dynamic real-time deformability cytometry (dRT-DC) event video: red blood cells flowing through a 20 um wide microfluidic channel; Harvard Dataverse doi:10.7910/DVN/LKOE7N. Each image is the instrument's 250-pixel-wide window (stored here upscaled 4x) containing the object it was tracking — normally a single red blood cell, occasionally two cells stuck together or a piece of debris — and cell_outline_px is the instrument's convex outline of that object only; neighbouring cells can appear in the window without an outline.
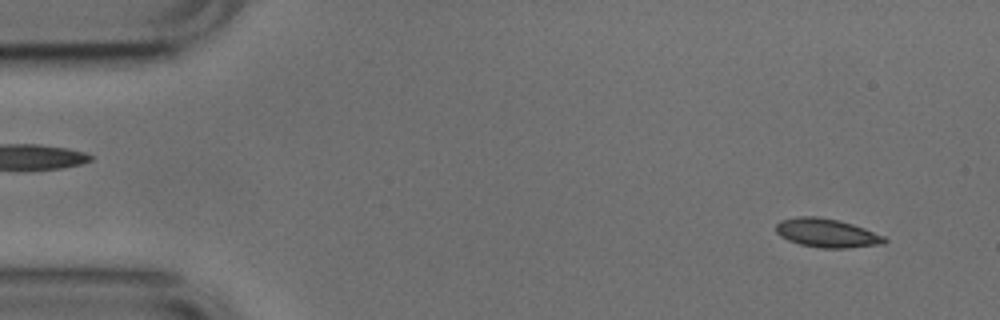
{"species": "common noctule bat (a hibernating species)", "species_latin": "Nyctalus noctula", "temperature_condition": "cold", "stored_images_in_passage": 52, "camera_frame_rate_fps": 3000, "um_per_image_px": 0.085, "animal": {"sex": "male", "body_mass_g": 17.9, "forearm_length_mm": 54.2}, "frame": {"image": 1, "passage_image": 3, "time_ms": 0.667, "image_size_px": [1000, 320], "cell_outline_px": [[888, 240], [884, 244], [848, 248], [820, 248], [800, 244], [788, 240], [780, 236], [776, 232], [776, 224], [780, 220], [796, 216], [820, 216], [840, 220], [864, 228], [884, 236]], "centroid_in_image_um": [70.27, 19.8], "position_along_channel_um": 14.7, "area_um2": 18.38}}
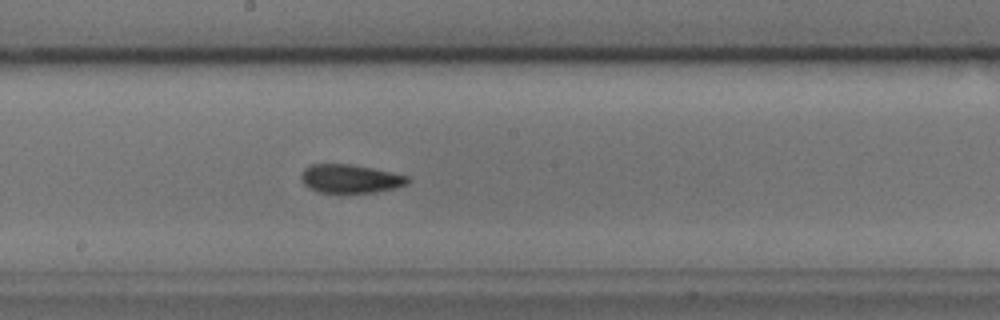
{"frame": {"image": 2, "passage_image": 27, "time_ms": 8.667, "image_size_px": [1000, 320], "cell_outline_px": [[412, 180], [408, 184], [396, 188], [372, 192], [316, 192], [308, 188], [304, 184], [300, 176], [300, 172], [304, 168], [312, 164], [352, 164], [392, 172], [408, 176]], "centroid_in_image_um": [29.77, 15.18], "position_along_channel_um": 218.4, "area_um2": 17.86}}
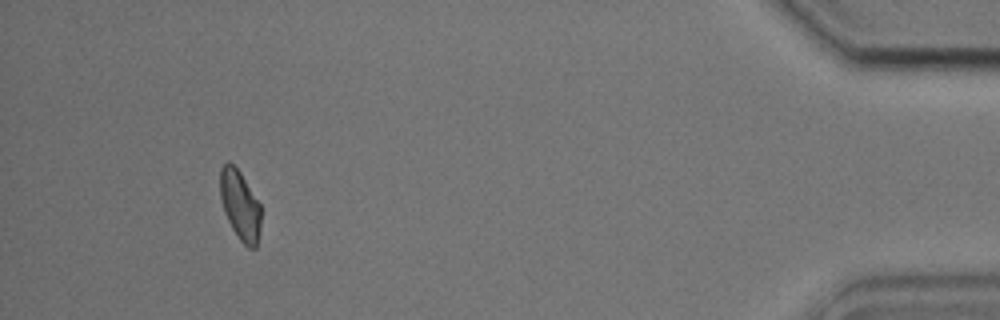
{"frame": {"image": 3, "passage_image": 48, "time_ms": 15.667, "image_size_px": [1000, 320], "cell_outline_px": [[260, 228], [256, 248], [248, 248], [240, 240], [232, 228], [224, 212], [220, 196], [220, 168], [228, 160], [240, 172], [260, 204]], "centroid_in_image_um": [20.39, 17.44], "position_along_channel_um": 414.8, "area_um2": 16.42}, "authors_computed_cell_mechanics": {"area_um2": 17.6868, "velocity_mm_per_s": 3.762, "shape_relaxation_time_tau1_ms": 4.8594, "shape_relaxation_time_tau2_ms": 1.9434, "deformation_change_tau1": 0.0984, "deformation_change_tau2": 0.0541}}